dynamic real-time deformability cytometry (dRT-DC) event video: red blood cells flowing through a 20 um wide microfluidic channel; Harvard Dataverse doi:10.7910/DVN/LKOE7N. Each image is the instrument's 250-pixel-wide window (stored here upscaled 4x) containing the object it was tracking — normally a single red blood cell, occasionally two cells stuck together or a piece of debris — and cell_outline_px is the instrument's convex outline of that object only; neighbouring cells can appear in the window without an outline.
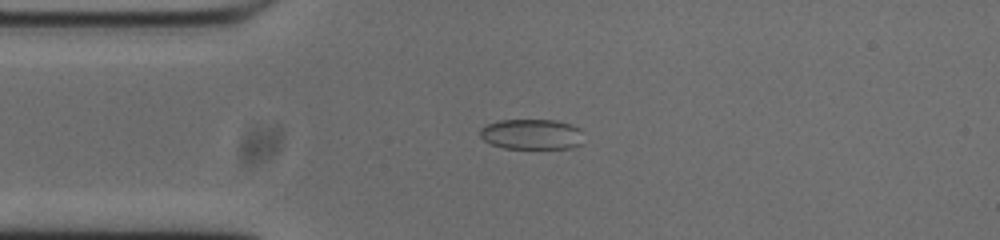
{"species": "common noctule bat (a hibernating species)", "species_latin": "Nyctalus noctula", "temperature_condition": "cold", "stored_images_in_passage": 29, "camera_frame_rate_fps": 3000, "um_per_image_px": 0.085, "animal": {"sex": "male", "body_mass_g": 20.0, "forearm_length_mm": 53.3}, "frame": {"image": 1, "passage_image": 1, "time_ms": 0.0, "image_size_px": [1000, 240], "cell_outline_px": [[580, 144], [572, 148], [504, 148], [492, 144], [484, 140], [480, 136], [480, 128], [488, 124], [500, 120], [552, 120], [568, 124], [580, 128]], "centroid_in_image_um": [45.15, 11.41], "position_along_channel_um": 39.9, "area_um2": 18.03}}
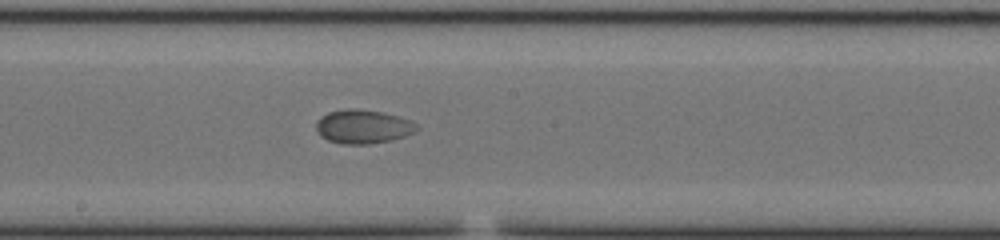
{"frame": {"image": 2, "passage_image": 17, "time_ms": 5.333, "image_size_px": [1000, 240], "cell_outline_px": [[420, 128], [404, 136], [392, 140], [368, 144], [340, 144], [328, 140], [320, 136], [316, 128], [316, 120], [320, 116], [328, 112], [344, 108], [360, 108], [384, 112], [412, 120]], "centroid_in_image_um": [30.83, 10.74], "position_along_channel_um": 217.4, "area_um2": 20.17}}
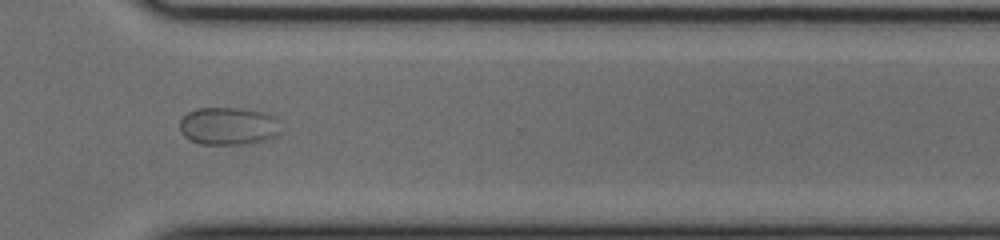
{"frame": {"image": 3, "passage_image": 28, "time_ms": 9.0, "image_size_px": [1000, 240], "cell_outline_px": [[280, 136], [268, 140], [244, 144], [200, 144], [188, 140], [180, 132], [180, 120], [188, 112], [196, 108], [236, 108], [264, 112], [276, 116], [280, 132]], "centroid_in_image_um": [19.43, 10.73], "position_along_channel_um": 351.2, "area_um2": 22.54}, "authors_computed_cell_mechanics": {"area_um2": 19.1896, "velocity_mm_per_s": 3.6432, "shape_relaxation_time_tau1_ms": 5.6743, "shape_relaxation_time_tau2_ms": null, "deformation_change_tau1": 0.1085, "deformation_change_tau2": null}}